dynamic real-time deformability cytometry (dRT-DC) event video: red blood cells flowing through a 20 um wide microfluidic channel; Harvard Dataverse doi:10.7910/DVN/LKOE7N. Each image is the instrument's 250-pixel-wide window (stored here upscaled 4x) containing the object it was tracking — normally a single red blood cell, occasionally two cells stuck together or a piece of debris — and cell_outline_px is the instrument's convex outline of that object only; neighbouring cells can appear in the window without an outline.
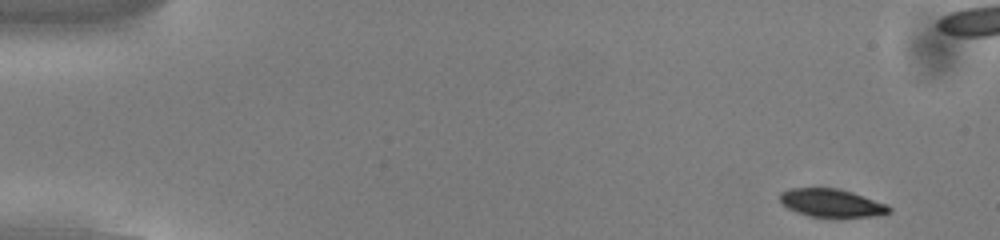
{"species": "common noctule bat (a hibernating species)", "species_latin": "Nyctalus noctula", "temperature_condition": "cold", "stored_images_in_passage": 9, "camera_frame_rate_fps": 3000, "um_per_image_px": 0.085, "animal": {"sex": "male", "body_mass_g": 13.0, "forearm_length_mm": 53.1}, "frame": {"image": 1, "passage_image": 1, "time_ms": 0.0, "image_size_px": [1000, 240], "cell_outline_px": [[892, 212], [872, 216], [812, 216], [796, 212], [788, 208], [780, 200], [780, 192], [792, 188], [836, 188], [852, 192], [888, 204], [892, 208]], "centroid_in_image_um": [70.7, 17.24], "position_along_channel_um": 14.3, "area_um2": 17.57}}